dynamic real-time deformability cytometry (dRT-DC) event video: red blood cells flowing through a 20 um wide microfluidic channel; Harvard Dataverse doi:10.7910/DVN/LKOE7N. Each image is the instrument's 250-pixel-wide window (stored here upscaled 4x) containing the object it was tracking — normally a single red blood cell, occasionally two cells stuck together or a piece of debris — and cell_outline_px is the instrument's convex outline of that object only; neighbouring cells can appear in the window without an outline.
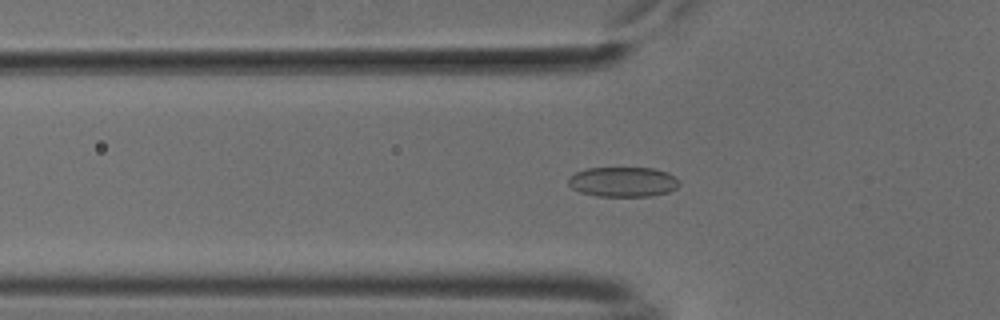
{"species": "common noctule bat (a hibernating species)", "species_latin": "Nyctalus noctula", "temperature_condition": "cold", "stored_images_in_passage": 20, "camera_frame_rate_fps": 3000, "um_per_image_px": 0.085, "animal": {"sex": "male", "body_mass_g": 18.8}, "frame": {"image": 1, "passage_image": 17, "time_ms": 5.333, "image_size_px": [1000, 320], "cell_outline_px": [[680, 184], [676, 188], [668, 192], [652, 196], [596, 196], [580, 192], [572, 188], [568, 184], [568, 176], [576, 172], [588, 168], [656, 168], [668, 172], [676, 176]], "centroid_in_image_um": [52.97, 15.45], "position_along_channel_um": 72.8, "area_um2": 19.54}}
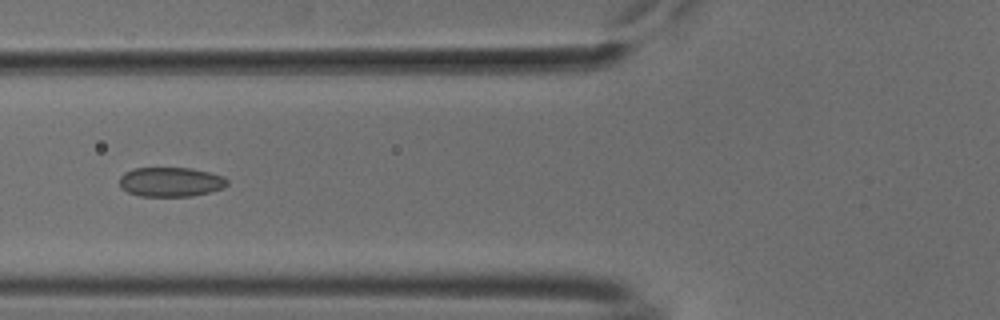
{"frame": {"image": 2, "passage_image": 20, "time_ms": 6.333, "image_size_px": [1000, 320], "cell_outline_px": [[228, 184], [224, 188], [192, 196], [140, 196], [128, 192], [120, 188], [120, 176], [124, 172], [132, 168], [192, 168], [224, 176], [228, 180]], "centroid_in_image_um": [14.5, 15.46], "position_along_channel_um": 111.3, "area_um2": 18.61}}